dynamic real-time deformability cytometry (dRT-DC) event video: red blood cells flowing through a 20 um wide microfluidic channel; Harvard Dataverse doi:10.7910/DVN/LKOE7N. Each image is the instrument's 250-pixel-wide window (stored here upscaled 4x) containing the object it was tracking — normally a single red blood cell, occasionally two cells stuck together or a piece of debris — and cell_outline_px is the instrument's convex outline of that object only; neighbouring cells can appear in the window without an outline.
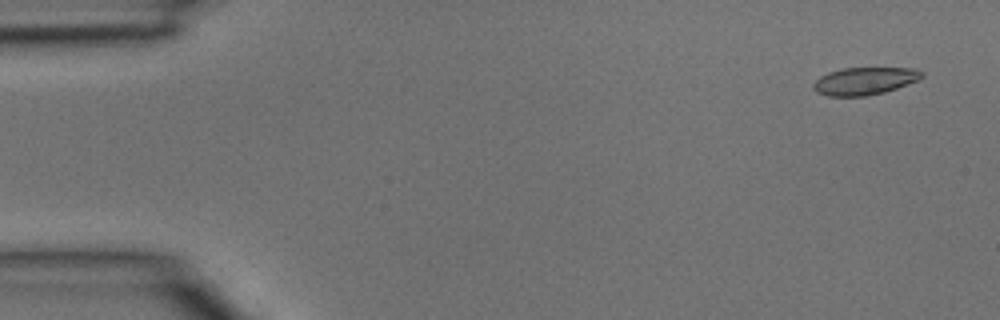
{"species": "common noctule bat (a hibernating species)", "species_latin": "Nyctalus noctula", "temperature_condition": "room temperature", "stored_images_in_passage": 36, "camera_frame_rate_fps": 3000, "um_per_image_px": 0.085, "animal": {"sex": "male", "body_mass_g": 15.6}, "frame": {"image": 1, "passage_image": 2, "time_ms": 0.333, "image_size_px": [1000, 320], "cell_outline_px": [[924, 76], [920, 80], [884, 92], [868, 96], [828, 96], [816, 92], [812, 88], [812, 84], [820, 76], [828, 72], [840, 68], [916, 68], [924, 72]], "centroid_in_image_um": [73.5, 6.88], "position_along_channel_um": 11.5, "area_um2": 17.63}}
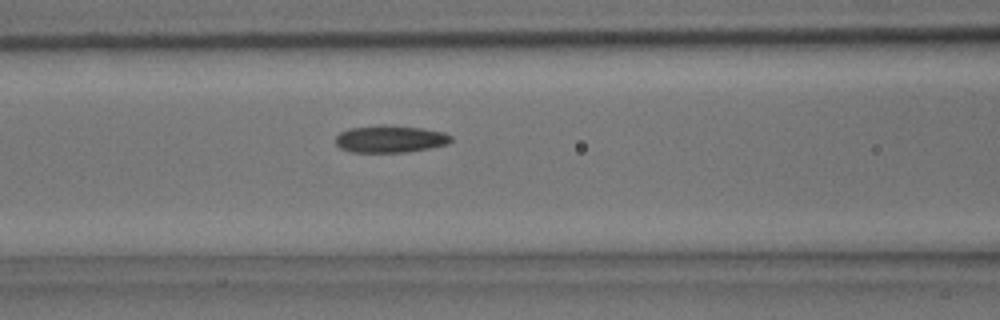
{"frame": {"image": 2, "passage_image": 16, "time_ms": 5.0, "image_size_px": [1000, 320], "cell_outline_px": [[452, 140], [448, 144], [432, 148], [408, 152], [352, 152], [340, 148], [336, 144], [336, 136], [340, 132], [348, 128], [420, 128], [444, 132], [452, 136]], "centroid_in_image_um": [33.21, 11.87], "position_along_channel_um": 133.4, "area_um2": 17.46}}
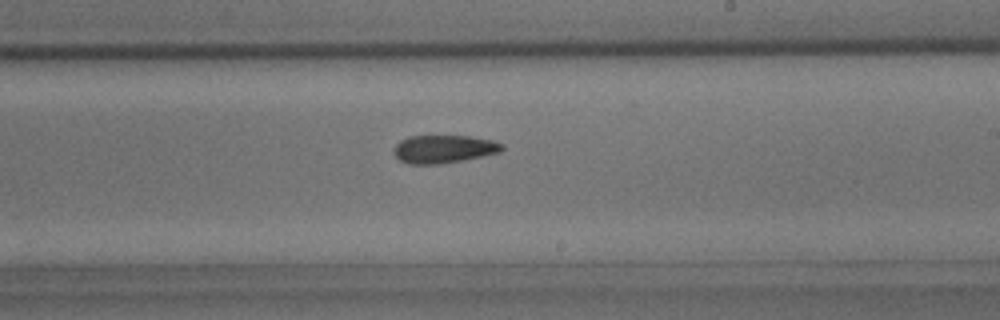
{"frame": {"image": 3, "passage_image": 23, "time_ms": 7.333, "image_size_px": [1000, 320], "cell_outline_px": [[504, 148], [500, 152], [464, 160], [440, 164], [408, 164], [400, 160], [392, 152], [396, 144], [400, 140], [408, 136], [468, 136], [492, 140], [504, 144]], "centroid_in_image_um": [37.71, 12.67], "position_along_channel_um": 251.3, "area_um2": 17.74}}